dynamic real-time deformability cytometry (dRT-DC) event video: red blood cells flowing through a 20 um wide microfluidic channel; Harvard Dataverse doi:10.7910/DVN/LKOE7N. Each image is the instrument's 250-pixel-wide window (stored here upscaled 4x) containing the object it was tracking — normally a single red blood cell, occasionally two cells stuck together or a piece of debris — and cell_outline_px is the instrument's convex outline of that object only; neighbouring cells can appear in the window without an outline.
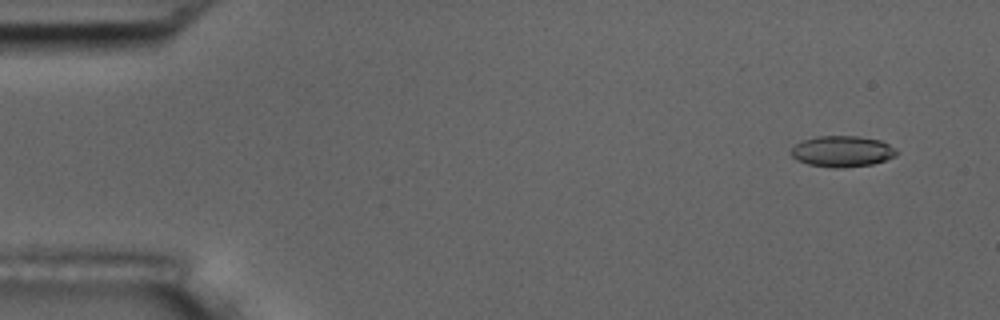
{"species": "common noctule bat (a hibernating species)", "species_latin": "Nyctalus noctula", "temperature_condition": "room temperature", "stored_images_in_passage": 5, "camera_frame_rate_fps": 3000, "um_per_image_px": 0.085, "animal": {"sex": "male", "body_mass_g": 17.5, "forearm_length_mm": 52.3}, "frame": {"image": 1, "passage_image": 1, "time_ms": 0.0, "image_size_px": [1000, 320], "cell_outline_px": [[900, 152], [896, 156], [872, 164], [844, 168], [832, 168], [808, 164], [796, 160], [792, 156], [792, 148], [796, 144], [804, 140], [816, 136], [856, 136], [880, 140], [896, 148]], "centroid_in_image_um": [71.61, 12.87], "position_along_channel_um": 13.4, "area_um2": 19.13}}
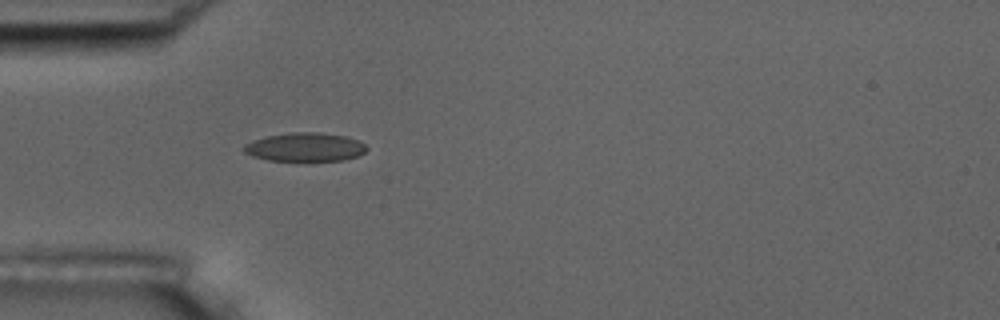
{"frame": {"image": 2, "passage_image": 5, "time_ms": 4.333, "image_size_px": [1000, 320], "cell_outline_px": [[368, 148], [364, 152], [356, 156], [344, 160], [268, 160], [252, 156], [244, 152], [240, 148], [244, 144], [252, 140], [268, 136], [292, 132], [320, 132], [344, 136], [356, 140], [364, 144]], "centroid_in_image_um": [25.87, 12.49], "position_along_channel_um": 59.1, "area_um2": 20.35}}